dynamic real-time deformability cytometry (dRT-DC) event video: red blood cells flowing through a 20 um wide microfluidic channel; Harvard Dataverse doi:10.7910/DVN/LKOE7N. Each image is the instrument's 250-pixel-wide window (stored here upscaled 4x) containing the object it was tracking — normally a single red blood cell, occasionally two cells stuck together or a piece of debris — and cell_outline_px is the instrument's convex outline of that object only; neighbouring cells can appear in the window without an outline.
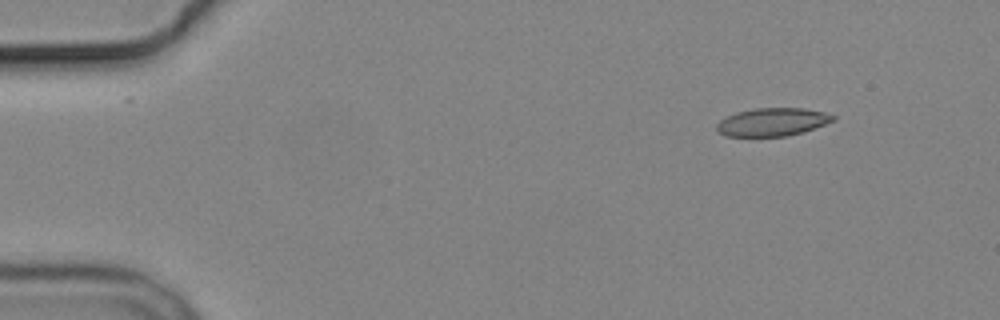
{"species": "common noctule bat (a hibernating species)", "species_latin": "Nyctalus noctula", "temperature_condition": "cold", "stored_images_in_passage": 5, "camera_frame_rate_fps": 3000, "um_per_image_px": 0.085, "animal": {"sex": "male", "body_mass_g": 19.2, "forearm_length_mm": 51.8}, "frame": {"image": 1, "passage_image": 1, "time_ms": 0.0, "image_size_px": [1000, 320], "cell_outline_px": [[836, 120], [788, 136], [724, 136], [716, 128], [716, 124], [720, 120], [736, 112], [756, 108], [804, 108], [824, 112], [836, 116]], "centroid_in_image_um": [65.64, 10.36], "position_along_channel_um": 19.4, "area_um2": 18.84}}
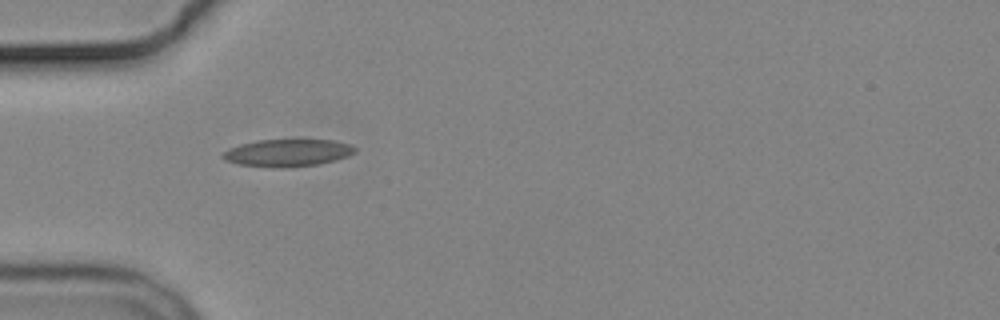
{"frame": {"image": 2, "passage_image": 4, "time_ms": 3.667, "image_size_px": [1000, 320], "cell_outline_px": [[356, 152], [348, 156], [336, 160], [320, 164], [272, 168], [240, 164], [224, 160], [220, 156], [228, 148], [240, 144], [256, 140], [332, 140], [352, 144], [356, 148]], "centroid_in_image_um": [24.45, 12.98], "position_along_channel_um": 60.6, "area_um2": 21.1}}
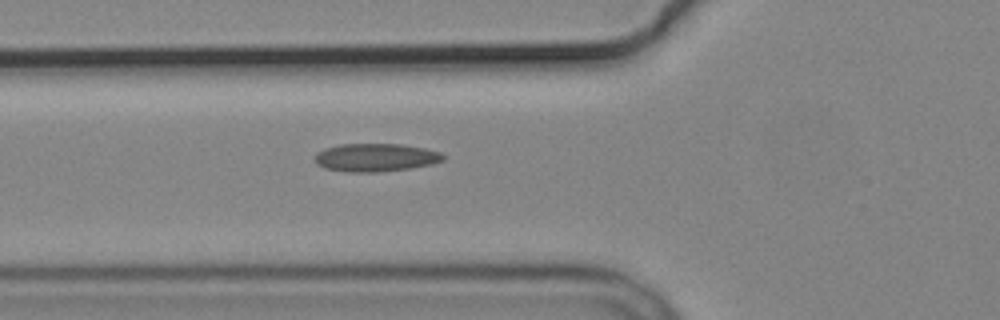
{"frame": {"image": 3, "passage_image": 5, "time_ms": 4.667, "image_size_px": [1000, 320], "cell_outline_px": [[444, 160], [432, 164], [412, 168], [376, 172], [348, 172], [324, 168], [316, 164], [316, 152], [324, 148], [340, 144], [400, 144], [424, 148], [440, 152], [444, 156]], "centroid_in_image_um": [31.92, 13.39], "position_along_channel_um": 93.9, "area_um2": 21.04}}